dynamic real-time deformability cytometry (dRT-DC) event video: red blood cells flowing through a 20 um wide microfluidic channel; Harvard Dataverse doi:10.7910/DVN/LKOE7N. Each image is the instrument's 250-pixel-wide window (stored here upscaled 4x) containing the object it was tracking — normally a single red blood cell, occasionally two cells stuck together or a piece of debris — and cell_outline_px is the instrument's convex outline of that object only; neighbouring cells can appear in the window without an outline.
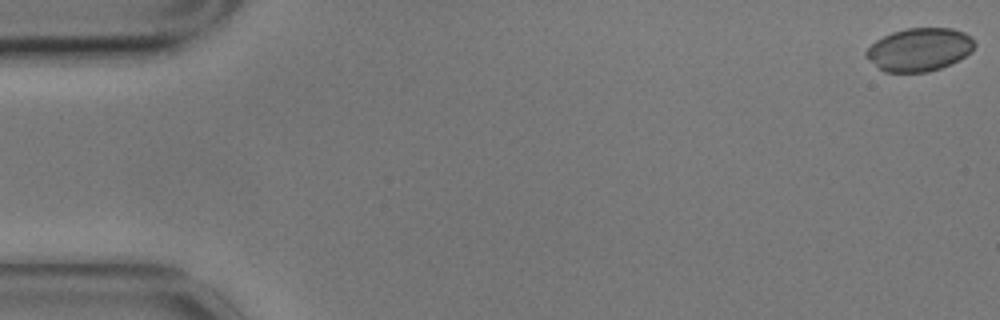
{"species": "common noctule bat (a hibernating species)", "species_latin": "Nyctalus noctula", "temperature_condition": "cold", "stored_images_in_passage": 58, "camera_frame_rate_fps": 3000, "um_per_image_px": 0.085, "animal": {"sex": "male", "body_mass_g": 17.9}, "frame": {"image": 1, "passage_image": 1, "time_ms": 0.0, "image_size_px": [1000, 320], "cell_outline_px": [[976, 44], [972, 52], [952, 64], [928, 72], [884, 72], [864, 56], [864, 52], [876, 40], [892, 32], [908, 28], [952, 28], [964, 32], [972, 36]], "centroid_in_image_um": [78.17, 4.21], "position_along_channel_um": 6.8, "area_um2": 27.46}}
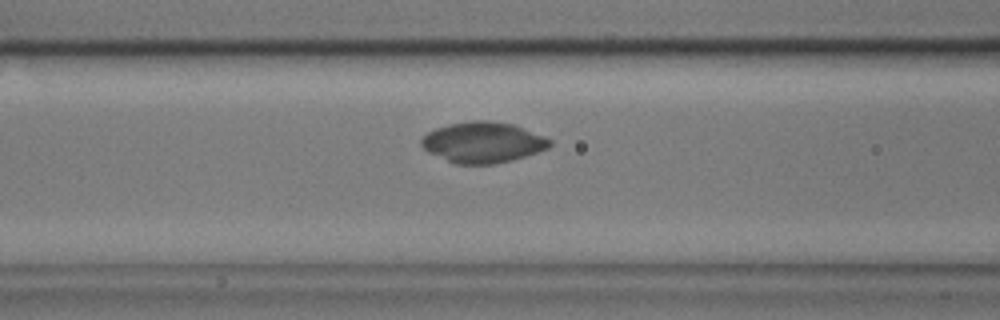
{"frame": {"image": 2, "passage_image": 23, "time_ms": 7.333, "image_size_px": [1000, 320], "cell_outline_px": [[552, 144], [548, 148], [512, 160], [496, 164], [456, 164], [428, 152], [420, 144], [420, 140], [428, 132], [436, 128], [448, 124], [472, 120], [488, 120], [512, 124], [524, 128], [544, 136], [552, 140]], "centroid_in_image_um": [41.04, 12.09], "position_along_channel_um": 125.6, "area_um2": 30.46}}
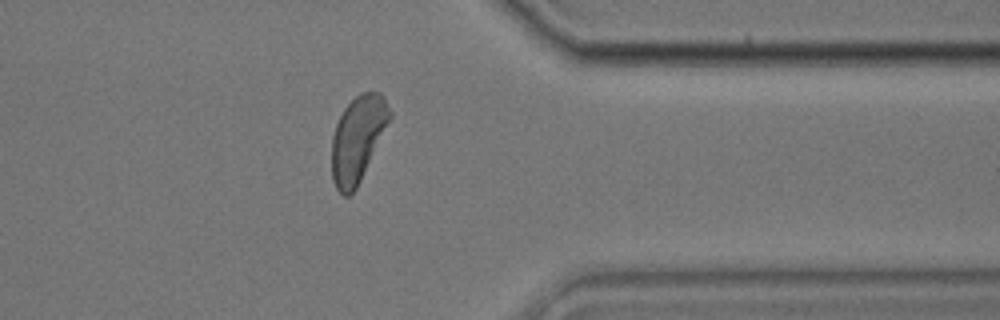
{"frame": {"image": 3, "passage_image": 46, "time_ms": 15.0, "image_size_px": [1000, 320], "cell_outline_px": [[392, 120], [356, 188], [348, 196], [344, 196], [336, 188], [332, 180], [332, 136], [336, 124], [344, 108], [360, 92], [380, 92], [384, 96], [392, 112]], "centroid_in_image_um": [30.44, 11.78], "position_along_channel_um": 381.0, "area_um2": 29.19}, "authors_computed_cell_mechanics": {"area_um2": 29.189, "velocity_mm_per_s": 3.4691, "shape_relaxation_time_tau1_ms": 3.6181, "shape_relaxation_time_tau2_ms": null, "deformation_change_tau1": 0.1649, "deformation_change_tau2": null}}